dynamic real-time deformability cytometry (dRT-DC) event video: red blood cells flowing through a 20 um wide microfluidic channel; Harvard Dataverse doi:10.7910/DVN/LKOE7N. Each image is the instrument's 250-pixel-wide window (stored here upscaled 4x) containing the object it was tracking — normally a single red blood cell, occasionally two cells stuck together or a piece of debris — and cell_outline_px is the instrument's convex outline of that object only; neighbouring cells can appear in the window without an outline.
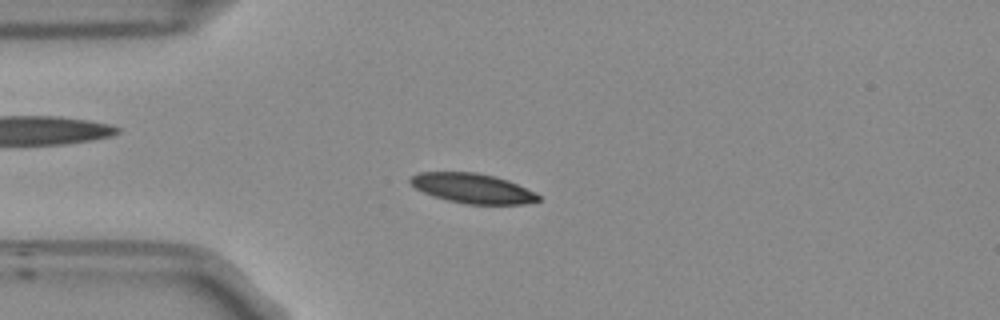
{"species": "Egyptian fruit bat (a non-hibernating species)", "species_latin": "Rousettus aegyptiacus", "temperature_condition": "room temperature", "stored_images_in_passage": 53, "camera_frame_rate_fps": 3000, "um_per_image_px": 0.085, "frame": {"image": 1, "passage_image": 13, "time_ms": 4.0, "image_size_px": [1000, 320], "cell_outline_px": [[540, 200], [524, 204], [468, 204], [448, 200], [432, 196], [416, 188], [408, 180], [412, 176], [420, 172], [476, 172], [496, 176], [508, 180], [536, 192], [540, 196]], "centroid_in_image_um": [40.19, 16.0], "position_along_channel_um": 44.8, "area_um2": 22.2}}
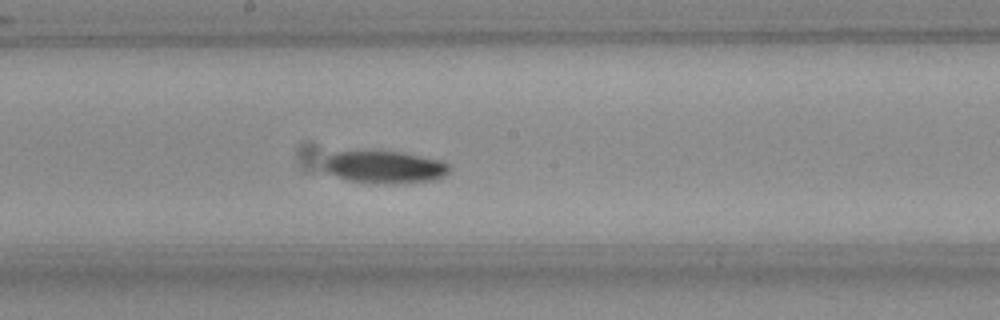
{"frame": {"image": 2, "passage_image": 28, "time_ms": 9.0, "image_size_px": [1000, 320], "cell_outline_px": [[452, 168], [444, 176], [436, 180], [388, 184], [376, 184], [344, 180], [328, 172], [324, 168], [324, 164], [328, 156], [336, 152], [400, 152], [444, 160]], "centroid_in_image_um": [32.74, 14.23], "position_along_channel_um": 215.5, "area_um2": 23.76}}
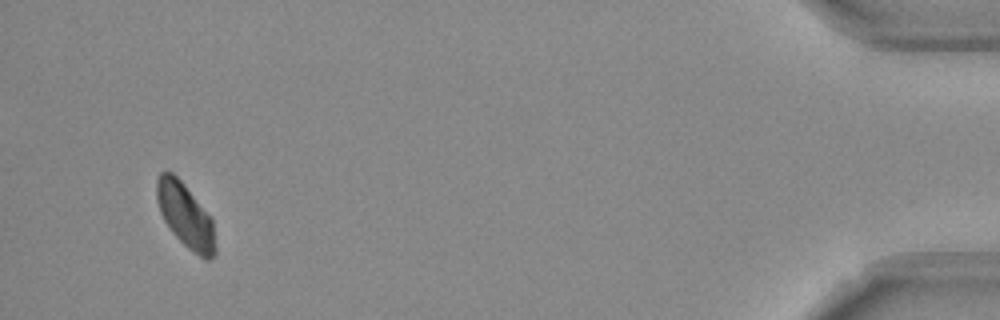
{"frame": {"image": 3, "passage_image": 51, "time_ms": 16.667, "image_size_px": [1000, 320], "cell_outline_px": [[216, 252], [208, 260], [204, 260], [188, 248], [172, 232], [164, 220], [160, 212], [156, 196], [156, 180], [160, 172], [172, 172], [184, 184], [212, 220], [216, 248]], "centroid_in_image_um": [15.74, 18.33], "position_along_channel_um": 419.5, "area_um2": 21.56}, "authors_computed_cell_mechanics": {"area_um2": 22.4842, "velocity_mm_per_s": 3.7224, "shape_relaxation_time_tau1_ms": 3.4683, "shape_relaxation_time_tau2_ms": null, "deformation_change_tau1": 0.0888, "deformation_change_tau2": null}}